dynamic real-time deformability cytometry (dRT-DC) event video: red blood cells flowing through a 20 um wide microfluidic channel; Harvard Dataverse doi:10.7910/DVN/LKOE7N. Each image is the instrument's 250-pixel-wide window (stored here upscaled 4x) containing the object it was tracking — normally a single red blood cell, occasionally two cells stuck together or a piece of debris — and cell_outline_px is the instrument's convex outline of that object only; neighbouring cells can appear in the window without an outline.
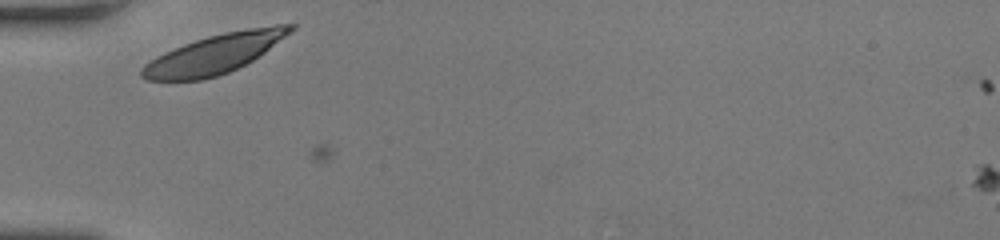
{"species": "human", "species_latin": "Homo sapiens", "temperature_condition": "room temperature", "stored_images_in_passage": 6, "camera_frame_rate_fps": 3000, "um_per_image_px": 0.085, "donor": {"sex": "female"}, "frame": {"image": 1, "passage_image": 5, "time_ms": 1.333, "image_size_px": [1000, 240], "cell_outline_px": [[296, 28], [264, 52], [252, 60], [228, 72], [204, 80], [148, 80], [140, 76], [140, 68], [144, 64], [156, 56], [164, 52], [184, 44], [208, 36], [224, 32], [248, 28], [276, 24], [296, 24]], "centroid_in_image_um": [18.21, 4.58], "position_along_channel_um": 66.8, "area_um2": 33.64}}